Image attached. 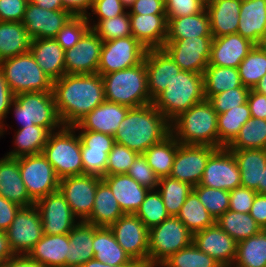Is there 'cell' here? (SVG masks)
Wrapping results in <instances>:
<instances>
[{"label": "cell", "mask_w": 266, "mask_h": 267, "mask_svg": "<svg viewBox=\"0 0 266 267\" xmlns=\"http://www.w3.org/2000/svg\"><path fill=\"white\" fill-rule=\"evenodd\" d=\"M31 2L47 10H65L61 0H32Z\"/></svg>", "instance_id": "obj_70"}, {"label": "cell", "mask_w": 266, "mask_h": 267, "mask_svg": "<svg viewBox=\"0 0 266 267\" xmlns=\"http://www.w3.org/2000/svg\"><path fill=\"white\" fill-rule=\"evenodd\" d=\"M27 3L26 0H0V21L22 22Z\"/></svg>", "instance_id": "obj_60"}, {"label": "cell", "mask_w": 266, "mask_h": 267, "mask_svg": "<svg viewBox=\"0 0 266 267\" xmlns=\"http://www.w3.org/2000/svg\"><path fill=\"white\" fill-rule=\"evenodd\" d=\"M72 17L68 10H47L28 2L22 24L32 40L48 39L55 38Z\"/></svg>", "instance_id": "obj_20"}, {"label": "cell", "mask_w": 266, "mask_h": 267, "mask_svg": "<svg viewBox=\"0 0 266 267\" xmlns=\"http://www.w3.org/2000/svg\"><path fill=\"white\" fill-rule=\"evenodd\" d=\"M241 0H210L206 10L213 38L237 33Z\"/></svg>", "instance_id": "obj_28"}, {"label": "cell", "mask_w": 266, "mask_h": 267, "mask_svg": "<svg viewBox=\"0 0 266 267\" xmlns=\"http://www.w3.org/2000/svg\"><path fill=\"white\" fill-rule=\"evenodd\" d=\"M111 150H97L86 147L81 142L83 174L98 177L106 176L107 159Z\"/></svg>", "instance_id": "obj_54"}, {"label": "cell", "mask_w": 266, "mask_h": 267, "mask_svg": "<svg viewBox=\"0 0 266 267\" xmlns=\"http://www.w3.org/2000/svg\"><path fill=\"white\" fill-rule=\"evenodd\" d=\"M122 4L129 9L135 0H120Z\"/></svg>", "instance_id": "obj_75"}, {"label": "cell", "mask_w": 266, "mask_h": 267, "mask_svg": "<svg viewBox=\"0 0 266 267\" xmlns=\"http://www.w3.org/2000/svg\"><path fill=\"white\" fill-rule=\"evenodd\" d=\"M177 149L178 141L170 133L143 153L148 165L159 179L170 176Z\"/></svg>", "instance_id": "obj_38"}, {"label": "cell", "mask_w": 266, "mask_h": 267, "mask_svg": "<svg viewBox=\"0 0 266 267\" xmlns=\"http://www.w3.org/2000/svg\"><path fill=\"white\" fill-rule=\"evenodd\" d=\"M117 243L141 267H148L149 229L135 214H124L109 226Z\"/></svg>", "instance_id": "obj_11"}, {"label": "cell", "mask_w": 266, "mask_h": 267, "mask_svg": "<svg viewBox=\"0 0 266 267\" xmlns=\"http://www.w3.org/2000/svg\"><path fill=\"white\" fill-rule=\"evenodd\" d=\"M63 8L73 16H87L88 10L92 8L93 0H61Z\"/></svg>", "instance_id": "obj_67"}, {"label": "cell", "mask_w": 266, "mask_h": 267, "mask_svg": "<svg viewBox=\"0 0 266 267\" xmlns=\"http://www.w3.org/2000/svg\"><path fill=\"white\" fill-rule=\"evenodd\" d=\"M0 195L21 207L34 205L20 174L19 157L0 159Z\"/></svg>", "instance_id": "obj_27"}, {"label": "cell", "mask_w": 266, "mask_h": 267, "mask_svg": "<svg viewBox=\"0 0 266 267\" xmlns=\"http://www.w3.org/2000/svg\"><path fill=\"white\" fill-rule=\"evenodd\" d=\"M262 50L266 52V33L264 36L260 39V42L257 44Z\"/></svg>", "instance_id": "obj_74"}, {"label": "cell", "mask_w": 266, "mask_h": 267, "mask_svg": "<svg viewBox=\"0 0 266 267\" xmlns=\"http://www.w3.org/2000/svg\"><path fill=\"white\" fill-rule=\"evenodd\" d=\"M124 214H135L149 191L127 173L103 176Z\"/></svg>", "instance_id": "obj_26"}, {"label": "cell", "mask_w": 266, "mask_h": 267, "mask_svg": "<svg viewBox=\"0 0 266 267\" xmlns=\"http://www.w3.org/2000/svg\"><path fill=\"white\" fill-rule=\"evenodd\" d=\"M170 133V121L151 103L128 110L118 126L114 141L143 154Z\"/></svg>", "instance_id": "obj_2"}, {"label": "cell", "mask_w": 266, "mask_h": 267, "mask_svg": "<svg viewBox=\"0 0 266 267\" xmlns=\"http://www.w3.org/2000/svg\"><path fill=\"white\" fill-rule=\"evenodd\" d=\"M218 114L204 99L170 122L171 134L185 145H208L218 149Z\"/></svg>", "instance_id": "obj_3"}, {"label": "cell", "mask_w": 266, "mask_h": 267, "mask_svg": "<svg viewBox=\"0 0 266 267\" xmlns=\"http://www.w3.org/2000/svg\"><path fill=\"white\" fill-rule=\"evenodd\" d=\"M176 217L184 223L192 234L216 223L214 217L206 210L193 190L188 194Z\"/></svg>", "instance_id": "obj_43"}, {"label": "cell", "mask_w": 266, "mask_h": 267, "mask_svg": "<svg viewBox=\"0 0 266 267\" xmlns=\"http://www.w3.org/2000/svg\"><path fill=\"white\" fill-rule=\"evenodd\" d=\"M69 233L61 235L44 234L27 256L46 267H66Z\"/></svg>", "instance_id": "obj_31"}, {"label": "cell", "mask_w": 266, "mask_h": 267, "mask_svg": "<svg viewBox=\"0 0 266 267\" xmlns=\"http://www.w3.org/2000/svg\"><path fill=\"white\" fill-rule=\"evenodd\" d=\"M200 185L232 191L241 186L240 170L227 147L217 149L208 159Z\"/></svg>", "instance_id": "obj_17"}, {"label": "cell", "mask_w": 266, "mask_h": 267, "mask_svg": "<svg viewBox=\"0 0 266 267\" xmlns=\"http://www.w3.org/2000/svg\"><path fill=\"white\" fill-rule=\"evenodd\" d=\"M94 259L114 266H139L117 243L109 227H99L93 237Z\"/></svg>", "instance_id": "obj_33"}, {"label": "cell", "mask_w": 266, "mask_h": 267, "mask_svg": "<svg viewBox=\"0 0 266 267\" xmlns=\"http://www.w3.org/2000/svg\"><path fill=\"white\" fill-rule=\"evenodd\" d=\"M14 100V94L10 90L5 77L0 70V137L4 134L6 128L4 127V119L10 113L11 104Z\"/></svg>", "instance_id": "obj_62"}, {"label": "cell", "mask_w": 266, "mask_h": 267, "mask_svg": "<svg viewBox=\"0 0 266 267\" xmlns=\"http://www.w3.org/2000/svg\"><path fill=\"white\" fill-rule=\"evenodd\" d=\"M31 40L22 22L0 21V62L28 52Z\"/></svg>", "instance_id": "obj_37"}, {"label": "cell", "mask_w": 266, "mask_h": 267, "mask_svg": "<svg viewBox=\"0 0 266 267\" xmlns=\"http://www.w3.org/2000/svg\"><path fill=\"white\" fill-rule=\"evenodd\" d=\"M123 215L110 187L101 180L97 185L93 210L84 222L98 227H109Z\"/></svg>", "instance_id": "obj_34"}, {"label": "cell", "mask_w": 266, "mask_h": 267, "mask_svg": "<svg viewBox=\"0 0 266 267\" xmlns=\"http://www.w3.org/2000/svg\"><path fill=\"white\" fill-rule=\"evenodd\" d=\"M29 50L38 66L53 81L65 74V51L54 38L31 40Z\"/></svg>", "instance_id": "obj_29"}, {"label": "cell", "mask_w": 266, "mask_h": 267, "mask_svg": "<svg viewBox=\"0 0 266 267\" xmlns=\"http://www.w3.org/2000/svg\"><path fill=\"white\" fill-rule=\"evenodd\" d=\"M227 148L229 150H266V120L250 117L241 127L239 134L227 146Z\"/></svg>", "instance_id": "obj_45"}, {"label": "cell", "mask_w": 266, "mask_h": 267, "mask_svg": "<svg viewBox=\"0 0 266 267\" xmlns=\"http://www.w3.org/2000/svg\"><path fill=\"white\" fill-rule=\"evenodd\" d=\"M131 33L147 49L163 48L167 37L166 14H129Z\"/></svg>", "instance_id": "obj_25"}, {"label": "cell", "mask_w": 266, "mask_h": 267, "mask_svg": "<svg viewBox=\"0 0 266 267\" xmlns=\"http://www.w3.org/2000/svg\"><path fill=\"white\" fill-rule=\"evenodd\" d=\"M193 244L202 252L214 258L222 267H232L237 242L217 223L193 234Z\"/></svg>", "instance_id": "obj_21"}, {"label": "cell", "mask_w": 266, "mask_h": 267, "mask_svg": "<svg viewBox=\"0 0 266 267\" xmlns=\"http://www.w3.org/2000/svg\"><path fill=\"white\" fill-rule=\"evenodd\" d=\"M11 106L21 124L20 128L37 125L51 133L63 126L57 113L53 91L19 93L14 95Z\"/></svg>", "instance_id": "obj_7"}, {"label": "cell", "mask_w": 266, "mask_h": 267, "mask_svg": "<svg viewBox=\"0 0 266 267\" xmlns=\"http://www.w3.org/2000/svg\"><path fill=\"white\" fill-rule=\"evenodd\" d=\"M206 210L217 220L229 209V191L196 185L192 189Z\"/></svg>", "instance_id": "obj_51"}, {"label": "cell", "mask_w": 266, "mask_h": 267, "mask_svg": "<svg viewBox=\"0 0 266 267\" xmlns=\"http://www.w3.org/2000/svg\"><path fill=\"white\" fill-rule=\"evenodd\" d=\"M129 14H166L163 0H135Z\"/></svg>", "instance_id": "obj_63"}, {"label": "cell", "mask_w": 266, "mask_h": 267, "mask_svg": "<svg viewBox=\"0 0 266 267\" xmlns=\"http://www.w3.org/2000/svg\"><path fill=\"white\" fill-rule=\"evenodd\" d=\"M14 136L15 148L8 152L7 157L18 158L25 155L42 154L50 132L42 126L19 128Z\"/></svg>", "instance_id": "obj_41"}, {"label": "cell", "mask_w": 266, "mask_h": 267, "mask_svg": "<svg viewBox=\"0 0 266 267\" xmlns=\"http://www.w3.org/2000/svg\"><path fill=\"white\" fill-rule=\"evenodd\" d=\"M21 206L0 195V231L6 232Z\"/></svg>", "instance_id": "obj_64"}, {"label": "cell", "mask_w": 266, "mask_h": 267, "mask_svg": "<svg viewBox=\"0 0 266 267\" xmlns=\"http://www.w3.org/2000/svg\"><path fill=\"white\" fill-rule=\"evenodd\" d=\"M204 99L203 74L181 70L153 105L171 122Z\"/></svg>", "instance_id": "obj_5"}, {"label": "cell", "mask_w": 266, "mask_h": 267, "mask_svg": "<svg viewBox=\"0 0 266 267\" xmlns=\"http://www.w3.org/2000/svg\"><path fill=\"white\" fill-rule=\"evenodd\" d=\"M249 214L261 229H266V194L256 193Z\"/></svg>", "instance_id": "obj_66"}, {"label": "cell", "mask_w": 266, "mask_h": 267, "mask_svg": "<svg viewBox=\"0 0 266 267\" xmlns=\"http://www.w3.org/2000/svg\"><path fill=\"white\" fill-rule=\"evenodd\" d=\"M217 148L208 145H185L178 142V149L170 174L171 178L199 185L209 157Z\"/></svg>", "instance_id": "obj_16"}, {"label": "cell", "mask_w": 266, "mask_h": 267, "mask_svg": "<svg viewBox=\"0 0 266 267\" xmlns=\"http://www.w3.org/2000/svg\"><path fill=\"white\" fill-rule=\"evenodd\" d=\"M12 256H14V254L10 248L6 232L0 231V264Z\"/></svg>", "instance_id": "obj_69"}, {"label": "cell", "mask_w": 266, "mask_h": 267, "mask_svg": "<svg viewBox=\"0 0 266 267\" xmlns=\"http://www.w3.org/2000/svg\"><path fill=\"white\" fill-rule=\"evenodd\" d=\"M90 28L86 16H73L54 39L66 51L73 48Z\"/></svg>", "instance_id": "obj_52"}, {"label": "cell", "mask_w": 266, "mask_h": 267, "mask_svg": "<svg viewBox=\"0 0 266 267\" xmlns=\"http://www.w3.org/2000/svg\"><path fill=\"white\" fill-rule=\"evenodd\" d=\"M73 126H62L49 134L42 150L59 179L83 175L81 140Z\"/></svg>", "instance_id": "obj_6"}, {"label": "cell", "mask_w": 266, "mask_h": 267, "mask_svg": "<svg viewBox=\"0 0 266 267\" xmlns=\"http://www.w3.org/2000/svg\"><path fill=\"white\" fill-rule=\"evenodd\" d=\"M6 235L14 255H27L44 235L36 206L21 207Z\"/></svg>", "instance_id": "obj_14"}, {"label": "cell", "mask_w": 266, "mask_h": 267, "mask_svg": "<svg viewBox=\"0 0 266 267\" xmlns=\"http://www.w3.org/2000/svg\"><path fill=\"white\" fill-rule=\"evenodd\" d=\"M167 21L166 41L212 36L210 31V18L206 8L199 14L167 18Z\"/></svg>", "instance_id": "obj_35"}, {"label": "cell", "mask_w": 266, "mask_h": 267, "mask_svg": "<svg viewBox=\"0 0 266 267\" xmlns=\"http://www.w3.org/2000/svg\"><path fill=\"white\" fill-rule=\"evenodd\" d=\"M193 187L177 179L163 177L159 179L157 190L169 216L176 217Z\"/></svg>", "instance_id": "obj_46"}, {"label": "cell", "mask_w": 266, "mask_h": 267, "mask_svg": "<svg viewBox=\"0 0 266 267\" xmlns=\"http://www.w3.org/2000/svg\"><path fill=\"white\" fill-rule=\"evenodd\" d=\"M147 50L133 36L104 41L97 73L102 76L138 65L144 61Z\"/></svg>", "instance_id": "obj_12"}, {"label": "cell", "mask_w": 266, "mask_h": 267, "mask_svg": "<svg viewBox=\"0 0 266 267\" xmlns=\"http://www.w3.org/2000/svg\"><path fill=\"white\" fill-rule=\"evenodd\" d=\"M147 89L152 102L181 71L163 48L148 49L145 55Z\"/></svg>", "instance_id": "obj_22"}, {"label": "cell", "mask_w": 266, "mask_h": 267, "mask_svg": "<svg viewBox=\"0 0 266 267\" xmlns=\"http://www.w3.org/2000/svg\"><path fill=\"white\" fill-rule=\"evenodd\" d=\"M212 41V36L165 41L163 49L181 70L204 74L209 65Z\"/></svg>", "instance_id": "obj_13"}, {"label": "cell", "mask_w": 266, "mask_h": 267, "mask_svg": "<svg viewBox=\"0 0 266 267\" xmlns=\"http://www.w3.org/2000/svg\"><path fill=\"white\" fill-rule=\"evenodd\" d=\"M247 103L250 107L251 116L266 120V95H262L250 89Z\"/></svg>", "instance_id": "obj_65"}, {"label": "cell", "mask_w": 266, "mask_h": 267, "mask_svg": "<svg viewBox=\"0 0 266 267\" xmlns=\"http://www.w3.org/2000/svg\"><path fill=\"white\" fill-rule=\"evenodd\" d=\"M103 41L90 28L81 40L65 51V74L97 73Z\"/></svg>", "instance_id": "obj_19"}, {"label": "cell", "mask_w": 266, "mask_h": 267, "mask_svg": "<svg viewBox=\"0 0 266 267\" xmlns=\"http://www.w3.org/2000/svg\"><path fill=\"white\" fill-rule=\"evenodd\" d=\"M254 46L238 33L213 38L209 65L238 68Z\"/></svg>", "instance_id": "obj_23"}, {"label": "cell", "mask_w": 266, "mask_h": 267, "mask_svg": "<svg viewBox=\"0 0 266 267\" xmlns=\"http://www.w3.org/2000/svg\"><path fill=\"white\" fill-rule=\"evenodd\" d=\"M0 70L14 95L53 91V80L38 66L30 50L1 61Z\"/></svg>", "instance_id": "obj_8"}, {"label": "cell", "mask_w": 266, "mask_h": 267, "mask_svg": "<svg viewBox=\"0 0 266 267\" xmlns=\"http://www.w3.org/2000/svg\"><path fill=\"white\" fill-rule=\"evenodd\" d=\"M101 180V177L87 174L60 179L58 190L79 221H85L90 216L97 185Z\"/></svg>", "instance_id": "obj_15"}, {"label": "cell", "mask_w": 266, "mask_h": 267, "mask_svg": "<svg viewBox=\"0 0 266 267\" xmlns=\"http://www.w3.org/2000/svg\"><path fill=\"white\" fill-rule=\"evenodd\" d=\"M107 101L137 108L153 103L147 89L145 60L140 64L102 75Z\"/></svg>", "instance_id": "obj_4"}, {"label": "cell", "mask_w": 266, "mask_h": 267, "mask_svg": "<svg viewBox=\"0 0 266 267\" xmlns=\"http://www.w3.org/2000/svg\"><path fill=\"white\" fill-rule=\"evenodd\" d=\"M138 155L125 145L115 142L108 155L106 176L127 173Z\"/></svg>", "instance_id": "obj_53"}, {"label": "cell", "mask_w": 266, "mask_h": 267, "mask_svg": "<svg viewBox=\"0 0 266 267\" xmlns=\"http://www.w3.org/2000/svg\"><path fill=\"white\" fill-rule=\"evenodd\" d=\"M91 24L90 27L103 42L132 36L129 12Z\"/></svg>", "instance_id": "obj_50"}, {"label": "cell", "mask_w": 266, "mask_h": 267, "mask_svg": "<svg viewBox=\"0 0 266 267\" xmlns=\"http://www.w3.org/2000/svg\"><path fill=\"white\" fill-rule=\"evenodd\" d=\"M127 174L138 184L149 190H154L158 187L159 178L148 165V162L143 154H139L136 157Z\"/></svg>", "instance_id": "obj_56"}, {"label": "cell", "mask_w": 266, "mask_h": 267, "mask_svg": "<svg viewBox=\"0 0 266 267\" xmlns=\"http://www.w3.org/2000/svg\"><path fill=\"white\" fill-rule=\"evenodd\" d=\"M252 117L248 103L218 114V149L227 147L239 134L241 127Z\"/></svg>", "instance_id": "obj_42"}, {"label": "cell", "mask_w": 266, "mask_h": 267, "mask_svg": "<svg viewBox=\"0 0 266 267\" xmlns=\"http://www.w3.org/2000/svg\"><path fill=\"white\" fill-rule=\"evenodd\" d=\"M79 137L81 142L91 149L112 150L115 143L114 136H110L101 132L80 130Z\"/></svg>", "instance_id": "obj_61"}, {"label": "cell", "mask_w": 266, "mask_h": 267, "mask_svg": "<svg viewBox=\"0 0 266 267\" xmlns=\"http://www.w3.org/2000/svg\"><path fill=\"white\" fill-rule=\"evenodd\" d=\"M34 205L40 213L44 234H67L79 223L59 190L38 199Z\"/></svg>", "instance_id": "obj_18"}, {"label": "cell", "mask_w": 266, "mask_h": 267, "mask_svg": "<svg viewBox=\"0 0 266 267\" xmlns=\"http://www.w3.org/2000/svg\"><path fill=\"white\" fill-rule=\"evenodd\" d=\"M148 267H159L172 254L189 246L193 234L177 217L170 216L149 229Z\"/></svg>", "instance_id": "obj_9"}, {"label": "cell", "mask_w": 266, "mask_h": 267, "mask_svg": "<svg viewBox=\"0 0 266 267\" xmlns=\"http://www.w3.org/2000/svg\"><path fill=\"white\" fill-rule=\"evenodd\" d=\"M256 191L246 187H237L229 191V209L235 212L250 213Z\"/></svg>", "instance_id": "obj_59"}, {"label": "cell", "mask_w": 266, "mask_h": 267, "mask_svg": "<svg viewBox=\"0 0 266 267\" xmlns=\"http://www.w3.org/2000/svg\"><path fill=\"white\" fill-rule=\"evenodd\" d=\"M98 226L79 221L69 232L68 255L66 267H81L94 258L93 237Z\"/></svg>", "instance_id": "obj_32"}, {"label": "cell", "mask_w": 266, "mask_h": 267, "mask_svg": "<svg viewBox=\"0 0 266 267\" xmlns=\"http://www.w3.org/2000/svg\"><path fill=\"white\" fill-rule=\"evenodd\" d=\"M203 1L205 4H207L210 0H201Z\"/></svg>", "instance_id": "obj_76"}, {"label": "cell", "mask_w": 266, "mask_h": 267, "mask_svg": "<svg viewBox=\"0 0 266 267\" xmlns=\"http://www.w3.org/2000/svg\"><path fill=\"white\" fill-rule=\"evenodd\" d=\"M234 154L241 176V186L258 193L263 170L266 168L265 149L230 150Z\"/></svg>", "instance_id": "obj_36"}, {"label": "cell", "mask_w": 266, "mask_h": 267, "mask_svg": "<svg viewBox=\"0 0 266 267\" xmlns=\"http://www.w3.org/2000/svg\"><path fill=\"white\" fill-rule=\"evenodd\" d=\"M237 33L257 45L266 33V0H243Z\"/></svg>", "instance_id": "obj_30"}, {"label": "cell", "mask_w": 266, "mask_h": 267, "mask_svg": "<svg viewBox=\"0 0 266 267\" xmlns=\"http://www.w3.org/2000/svg\"><path fill=\"white\" fill-rule=\"evenodd\" d=\"M125 9L127 8L120 0H93L92 13L89 12L86 18L90 24V20H93V18L90 19L91 14L97 15L98 23L100 20L113 18L126 13L127 11Z\"/></svg>", "instance_id": "obj_58"}, {"label": "cell", "mask_w": 266, "mask_h": 267, "mask_svg": "<svg viewBox=\"0 0 266 267\" xmlns=\"http://www.w3.org/2000/svg\"><path fill=\"white\" fill-rule=\"evenodd\" d=\"M81 267H141V266H114V265H108L106 263L100 262L93 258L87 261Z\"/></svg>", "instance_id": "obj_71"}, {"label": "cell", "mask_w": 266, "mask_h": 267, "mask_svg": "<svg viewBox=\"0 0 266 267\" xmlns=\"http://www.w3.org/2000/svg\"><path fill=\"white\" fill-rule=\"evenodd\" d=\"M203 77L204 96L208 100L213 95L227 91L228 89L246 87L241 83L238 68L208 65Z\"/></svg>", "instance_id": "obj_40"}, {"label": "cell", "mask_w": 266, "mask_h": 267, "mask_svg": "<svg viewBox=\"0 0 266 267\" xmlns=\"http://www.w3.org/2000/svg\"><path fill=\"white\" fill-rule=\"evenodd\" d=\"M250 88L237 87L228 89L227 91L213 95L209 101L211 102L217 114H221L234 107H238L247 102Z\"/></svg>", "instance_id": "obj_55"}, {"label": "cell", "mask_w": 266, "mask_h": 267, "mask_svg": "<svg viewBox=\"0 0 266 267\" xmlns=\"http://www.w3.org/2000/svg\"><path fill=\"white\" fill-rule=\"evenodd\" d=\"M216 223L237 243L259 233L262 229L249 213L235 212L228 209Z\"/></svg>", "instance_id": "obj_44"}, {"label": "cell", "mask_w": 266, "mask_h": 267, "mask_svg": "<svg viewBox=\"0 0 266 267\" xmlns=\"http://www.w3.org/2000/svg\"><path fill=\"white\" fill-rule=\"evenodd\" d=\"M19 170L26 191L34 202L58 191L60 179L43 154L19 157Z\"/></svg>", "instance_id": "obj_10"}, {"label": "cell", "mask_w": 266, "mask_h": 267, "mask_svg": "<svg viewBox=\"0 0 266 267\" xmlns=\"http://www.w3.org/2000/svg\"><path fill=\"white\" fill-rule=\"evenodd\" d=\"M0 267H46L31 260L27 255H14L0 264Z\"/></svg>", "instance_id": "obj_68"}, {"label": "cell", "mask_w": 266, "mask_h": 267, "mask_svg": "<svg viewBox=\"0 0 266 267\" xmlns=\"http://www.w3.org/2000/svg\"><path fill=\"white\" fill-rule=\"evenodd\" d=\"M266 266V229L237 243L232 267Z\"/></svg>", "instance_id": "obj_39"}, {"label": "cell", "mask_w": 266, "mask_h": 267, "mask_svg": "<svg viewBox=\"0 0 266 267\" xmlns=\"http://www.w3.org/2000/svg\"><path fill=\"white\" fill-rule=\"evenodd\" d=\"M166 18H177L201 13L206 4L201 0H163Z\"/></svg>", "instance_id": "obj_57"}, {"label": "cell", "mask_w": 266, "mask_h": 267, "mask_svg": "<svg viewBox=\"0 0 266 267\" xmlns=\"http://www.w3.org/2000/svg\"><path fill=\"white\" fill-rule=\"evenodd\" d=\"M258 193L266 194V168L262 172L261 182L258 184Z\"/></svg>", "instance_id": "obj_73"}, {"label": "cell", "mask_w": 266, "mask_h": 267, "mask_svg": "<svg viewBox=\"0 0 266 267\" xmlns=\"http://www.w3.org/2000/svg\"><path fill=\"white\" fill-rule=\"evenodd\" d=\"M159 267H222L214 258L198 249L193 242L172 254Z\"/></svg>", "instance_id": "obj_48"}, {"label": "cell", "mask_w": 266, "mask_h": 267, "mask_svg": "<svg viewBox=\"0 0 266 267\" xmlns=\"http://www.w3.org/2000/svg\"><path fill=\"white\" fill-rule=\"evenodd\" d=\"M253 90L259 94L266 95V74L253 87Z\"/></svg>", "instance_id": "obj_72"}, {"label": "cell", "mask_w": 266, "mask_h": 267, "mask_svg": "<svg viewBox=\"0 0 266 267\" xmlns=\"http://www.w3.org/2000/svg\"><path fill=\"white\" fill-rule=\"evenodd\" d=\"M135 215L143 221L148 229L170 217L157 189L148 191Z\"/></svg>", "instance_id": "obj_49"}, {"label": "cell", "mask_w": 266, "mask_h": 267, "mask_svg": "<svg viewBox=\"0 0 266 267\" xmlns=\"http://www.w3.org/2000/svg\"><path fill=\"white\" fill-rule=\"evenodd\" d=\"M129 109L126 105L105 100L73 127L76 131L90 130L114 136Z\"/></svg>", "instance_id": "obj_24"}, {"label": "cell", "mask_w": 266, "mask_h": 267, "mask_svg": "<svg viewBox=\"0 0 266 267\" xmlns=\"http://www.w3.org/2000/svg\"><path fill=\"white\" fill-rule=\"evenodd\" d=\"M53 94L63 126L76 125L106 100L102 76L98 73L64 74L53 81Z\"/></svg>", "instance_id": "obj_1"}, {"label": "cell", "mask_w": 266, "mask_h": 267, "mask_svg": "<svg viewBox=\"0 0 266 267\" xmlns=\"http://www.w3.org/2000/svg\"><path fill=\"white\" fill-rule=\"evenodd\" d=\"M238 70L242 85L253 89L266 74V52L255 45L239 64Z\"/></svg>", "instance_id": "obj_47"}]
</instances>
